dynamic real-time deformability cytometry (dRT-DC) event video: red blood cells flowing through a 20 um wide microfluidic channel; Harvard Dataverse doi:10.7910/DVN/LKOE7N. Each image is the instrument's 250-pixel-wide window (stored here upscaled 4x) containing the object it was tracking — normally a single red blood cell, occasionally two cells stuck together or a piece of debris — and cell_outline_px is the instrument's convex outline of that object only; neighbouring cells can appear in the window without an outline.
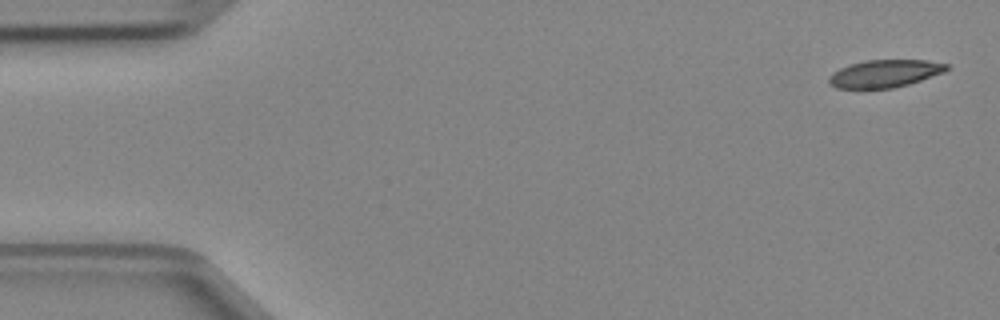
{"species": "Egyptian fruit bat (a non-hibernating species)", "species_latin": "Rousettus aegyptiacus", "temperature_condition": "cold", "stored_images_in_passage": 5, "segment_of_instrument_passage": [1, 2], "camera_frame_rate_fps": 3000, "um_per_image_px": 0.085, "animal": {"sex": "female"}, "frame": {"image": 1, "passage_image": 1, "time_ms": 0.0, "image_size_px": [1000, 320], "cell_outline_px": [[948, 68], [944, 72], [908, 84], [892, 88], [836, 88], [828, 84], [828, 76], [832, 72], [840, 68], [852, 64], [868, 60], [928, 60], [948, 64]], "centroid_in_image_um": [75.17, 6.25], "position_along_channel_um": 9.8, "area_um2": 18.79}}
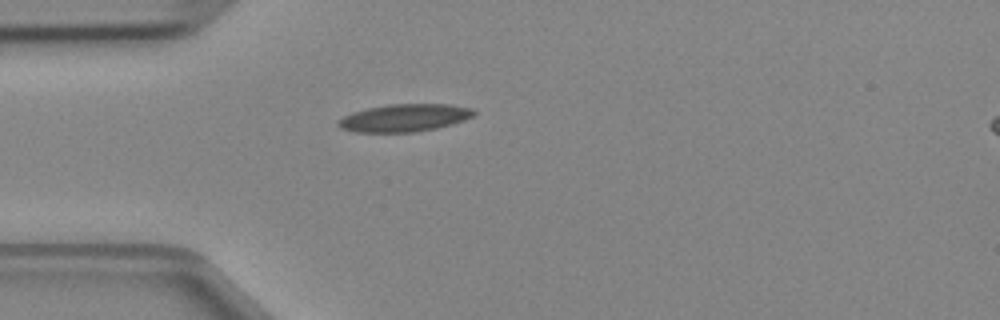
{"frame": {"image": 2, "passage_image": 4, "time_ms": 1.0, "image_size_px": [1000, 320], "cell_outline_px": [[476, 112], [472, 116], [464, 120], [452, 124], [436, 128], [416, 132], [356, 132], [340, 128], [336, 124], [336, 120], [352, 112], [368, 108], [388, 104], [448, 104], [472, 108]], "centroid_in_image_um": [34.35, 10.02], "position_along_channel_um": 50.7, "area_um2": 21.85}}